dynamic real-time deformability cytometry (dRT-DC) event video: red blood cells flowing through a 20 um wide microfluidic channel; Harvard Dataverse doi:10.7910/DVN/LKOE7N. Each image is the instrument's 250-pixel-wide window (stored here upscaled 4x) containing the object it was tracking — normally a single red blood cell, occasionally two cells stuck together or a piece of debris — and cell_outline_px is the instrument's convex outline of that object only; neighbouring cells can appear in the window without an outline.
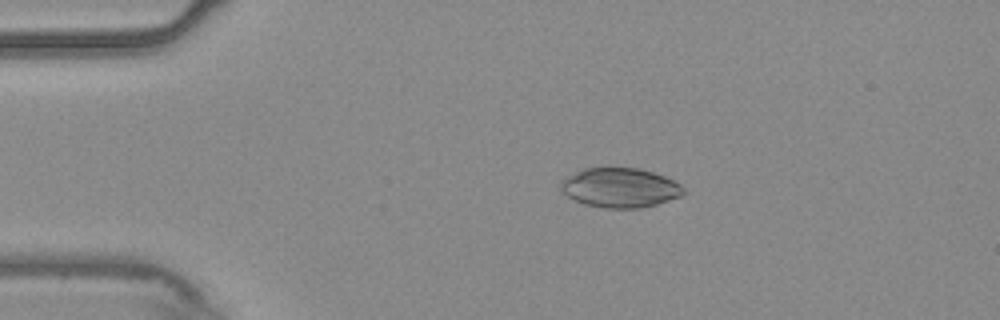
{"species": "common noctule bat (a hibernating species)", "species_latin": "Nyctalus noctula", "temperature_condition": "warm", "stored_images_in_passage": 44, "camera_frame_rate_fps": 3000, "um_per_image_px": 0.085, "animal": {"sex": "male", "body_mass_g": 20.4}, "frame": {"image": 1, "passage_image": 1, "time_ms": 0.0, "image_size_px": [1000, 320], "cell_outline_px": [[684, 192], [680, 196], [656, 204], [640, 208], [604, 208], [584, 204], [568, 196], [560, 188], [560, 180], [584, 168], [604, 164], [636, 168], [652, 172], [664, 176], [680, 184], [684, 188]], "centroid_in_image_um": [52.66, 15.91], "position_along_channel_um": 32.3, "area_um2": 28.73}}
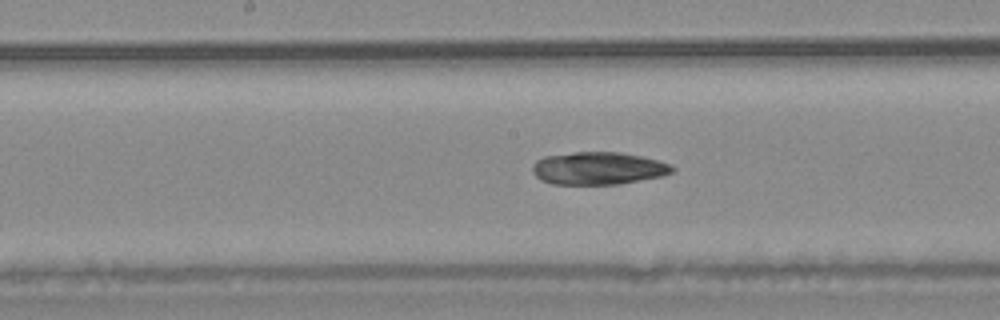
{"frame": {"image": 2, "passage_image": 18, "time_ms": 5.667, "image_size_px": [1000, 320], "cell_outline_px": [[676, 168], [672, 172], [664, 176], [620, 184], [552, 184], [540, 180], [532, 172], [532, 164], [536, 160], [544, 156], [572, 152], [620, 152], [640, 156], [672, 164]], "centroid_in_image_um": [50.85, 14.31], "position_along_channel_um": 197.4, "area_um2": 26.82}}
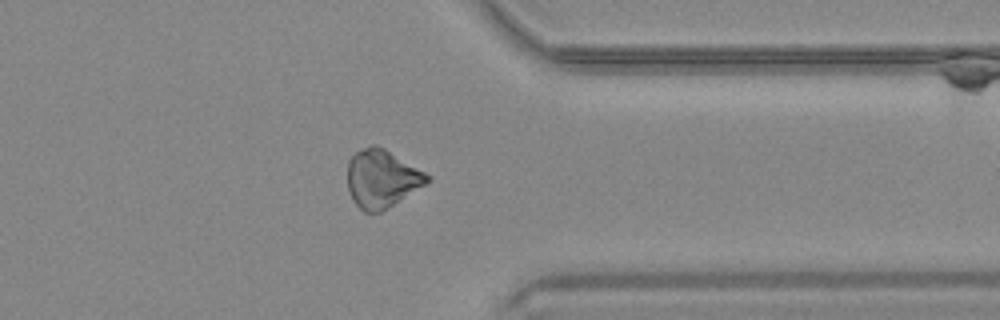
{"frame": {"image": 3, "passage_image": 33, "time_ms": 10.667, "image_size_px": [1000, 320], "cell_outline_px": [[432, 180], [380, 212], [364, 212], [356, 204], [348, 188], [348, 160], [356, 152], [372, 144], [376, 144], [384, 148], [432, 176]], "centroid_in_image_um": [32.46, 15.17], "position_along_channel_um": 378.9, "area_um2": 26.59}, "authors_computed_cell_mechanics": {"area_um2": 27.3394, "velocity_mm_per_s": 3.7474, "shape_relaxation_time_tau1_ms": null, "shape_relaxation_time_tau2_ms": 9.1671, "deformation_change_tau1": null, "deformation_change_tau2": 0.1369}}